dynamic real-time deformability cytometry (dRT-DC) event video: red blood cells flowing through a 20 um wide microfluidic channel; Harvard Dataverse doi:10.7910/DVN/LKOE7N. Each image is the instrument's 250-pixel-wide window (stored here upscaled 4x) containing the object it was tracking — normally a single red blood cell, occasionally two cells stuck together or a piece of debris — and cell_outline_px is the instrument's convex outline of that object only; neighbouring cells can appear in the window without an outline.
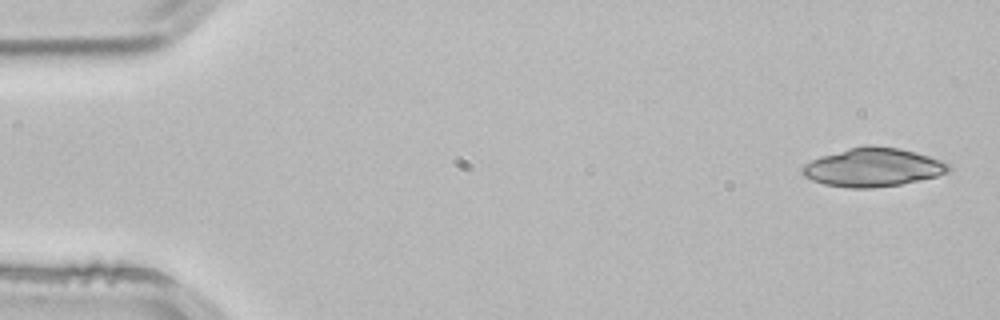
{"species": "common noctule bat (a hibernating species)", "species_latin": "Nyctalus noctula", "temperature_condition": "room temperature", "stored_images_in_passage": 3, "camera_frame_rate_fps": 3000, "um_per_image_px": 0.085, "animal": {"sex": "male", "body_mass_g": 21.5, "forearm_length_mm": 52.0}, "frame": {"image": 1, "passage_image": 1, "time_ms": 0.0, "image_size_px": [1000, 320], "cell_outline_px": [[952, 168], [948, 172], [936, 176], [920, 180], [900, 184], [872, 188], [852, 188], [824, 184], [812, 180], [804, 176], [800, 172], [800, 168], [804, 164], [820, 156], [848, 148], [864, 144], [872, 144], [900, 148], [916, 152], [940, 160], [948, 164]], "centroid_in_image_um": [74.17, 14.21], "position_along_channel_um": 10.8, "area_um2": 33.06}}